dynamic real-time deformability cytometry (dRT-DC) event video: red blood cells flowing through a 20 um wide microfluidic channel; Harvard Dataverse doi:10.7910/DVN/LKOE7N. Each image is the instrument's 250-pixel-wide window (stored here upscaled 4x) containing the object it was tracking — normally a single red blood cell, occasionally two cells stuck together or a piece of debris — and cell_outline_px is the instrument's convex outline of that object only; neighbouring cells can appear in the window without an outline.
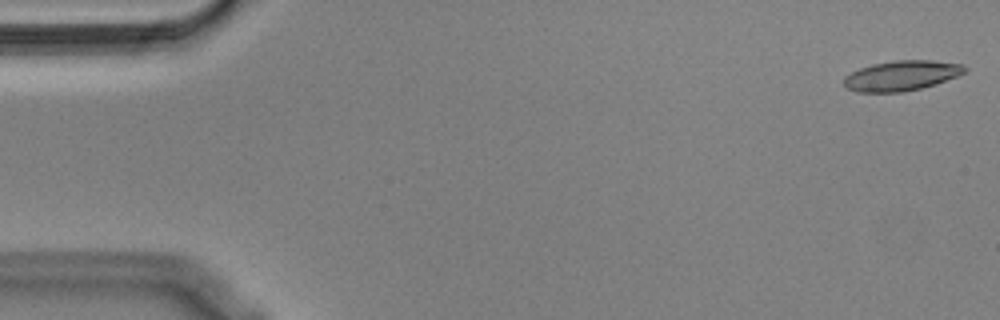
{"species": "Egyptian fruit bat (a non-hibernating species)", "species_latin": "Rousettus aegyptiacus", "temperature_condition": "cold", "stored_images_in_passage": 54, "camera_frame_rate_fps": 3000, "um_per_image_px": 0.085, "animal": {"sex": "male"}, "frame": {"image": 1, "passage_image": 1, "time_ms": 0.0, "image_size_px": [1000, 320], "cell_outline_px": [[968, 68], [964, 72], [956, 76], [936, 84], [904, 92], [856, 92], [848, 88], [844, 84], [844, 76], [860, 68], [872, 64], [896, 60], [932, 60], [964, 64]], "centroid_in_image_um": [76.64, 6.42], "position_along_channel_um": 8.4, "area_um2": 21.15}}
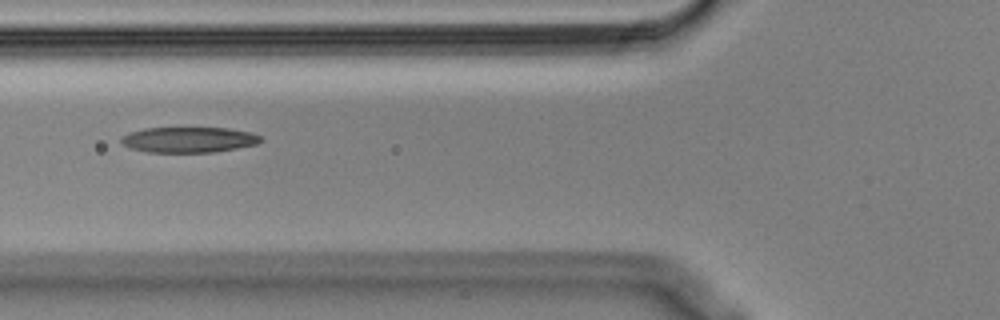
{"frame": {"image": 2, "passage_image": 20, "time_ms": 6.333, "image_size_px": [1000, 320], "cell_outline_px": [[264, 140], [256, 144], [236, 148], [212, 152], [148, 152], [132, 148], [124, 144], [120, 140], [120, 136], [128, 132], [144, 128], [228, 128], [252, 132], [260, 136]], "centroid_in_image_um": [16.04, 11.86], "position_along_channel_um": 109.8, "area_um2": 20.75}}
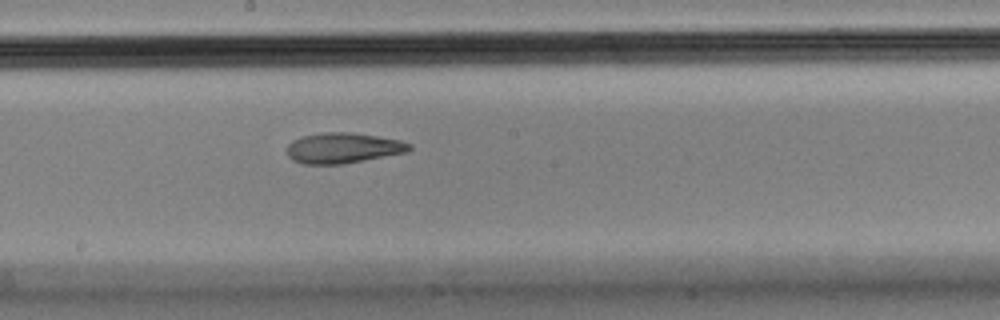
{"frame": {"image": 3, "passage_image": 29, "time_ms": 9.333, "image_size_px": [1000, 320], "cell_outline_px": [[412, 148], [408, 152], [344, 164], [300, 164], [292, 160], [288, 156], [288, 144], [292, 140], [304, 136], [324, 132], [348, 132], [376, 136], [400, 140], [412, 144]], "centroid_in_image_um": [29.17, 12.59], "position_along_channel_um": 219.0, "area_um2": 21.79}, "authors_computed_cell_mechanics": {"area_um2": 22.253, "velocity_mm_per_s": 3.6327, "shape_relaxation_time_tau1_ms": null, "shape_relaxation_time_tau2_ms": 6.336, "deformation_change_tau1": null, "deformation_change_tau2": 0.1515}}